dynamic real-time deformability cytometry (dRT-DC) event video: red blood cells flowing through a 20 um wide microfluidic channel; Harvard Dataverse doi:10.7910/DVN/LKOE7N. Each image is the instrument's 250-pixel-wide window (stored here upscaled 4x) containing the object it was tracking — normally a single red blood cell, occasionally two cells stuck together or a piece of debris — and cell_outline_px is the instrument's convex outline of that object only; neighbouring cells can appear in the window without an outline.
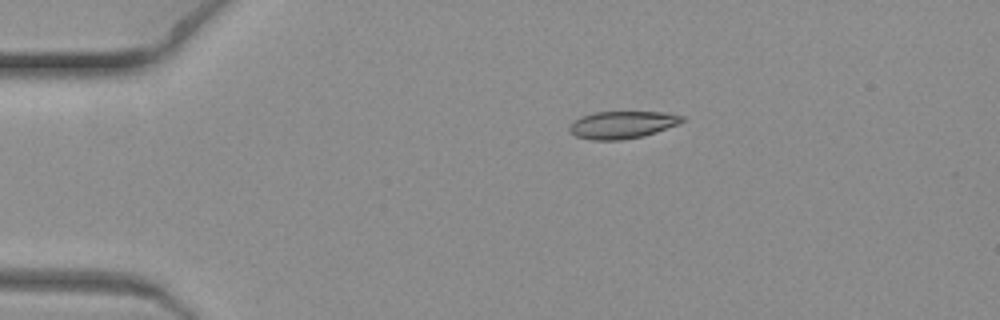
{"species": "common noctule bat (a hibernating species)", "species_latin": "Nyctalus noctula", "temperature_condition": "warm", "stored_images_in_passage": 7, "camera_frame_rate_fps": 3000, "um_per_image_px": 0.085, "animal": {"sex": "female", "body_mass_g": 19.3, "forearm_length_mm": 54.1}, "frame": {"image": 1, "passage_image": 1, "time_ms": 0.0, "image_size_px": [1000, 320], "cell_outline_px": [[684, 120], [680, 124], [644, 136], [620, 140], [592, 140], [576, 136], [568, 128], [572, 120], [580, 116], [596, 112], [668, 112], [684, 116]], "centroid_in_image_um": [52.9, 10.6], "position_along_channel_um": 32.1, "area_um2": 18.15}}
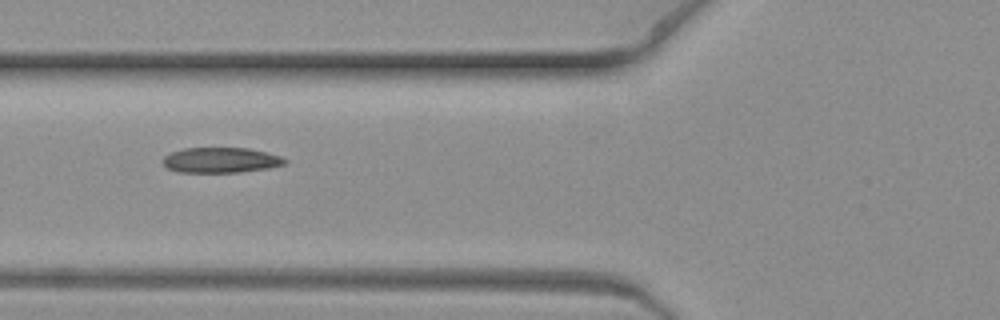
{"frame": {"image": 2, "passage_image": 5, "time_ms": 1.333, "image_size_px": [1000, 320], "cell_outline_px": [[288, 160], [284, 164], [268, 168], [240, 172], [176, 172], [168, 168], [164, 164], [164, 156], [172, 152], [184, 148], [248, 148], [280, 156]], "centroid_in_image_um": [18.76, 13.61], "position_along_channel_um": 107.0, "area_um2": 17.8}}
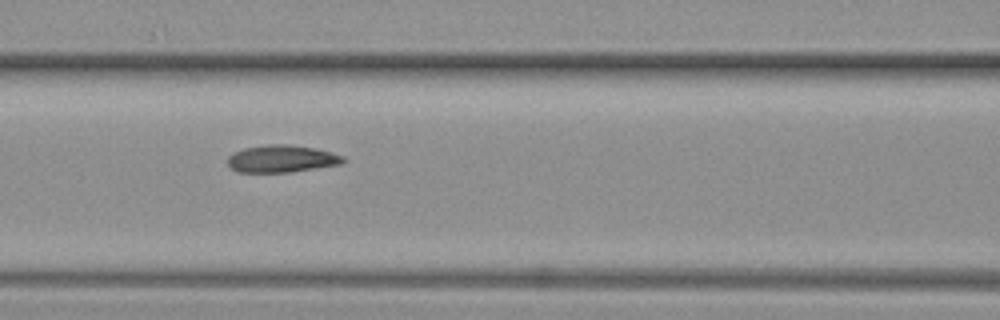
{"frame": {"image": 3, "passage_image": 6, "time_ms": 1.667, "image_size_px": [1000, 320], "cell_outline_px": [[348, 160], [340, 164], [288, 172], [236, 172], [228, 164], [228, 156], [232, 152], [244, 148], [268, 144], [288, 144], [316, 148], [332, 152], [344, 156]], "centroid_in_image_um": [23.94, 13.48], "position_along_channel_um": 142.7, "area_um2": 18.44}}